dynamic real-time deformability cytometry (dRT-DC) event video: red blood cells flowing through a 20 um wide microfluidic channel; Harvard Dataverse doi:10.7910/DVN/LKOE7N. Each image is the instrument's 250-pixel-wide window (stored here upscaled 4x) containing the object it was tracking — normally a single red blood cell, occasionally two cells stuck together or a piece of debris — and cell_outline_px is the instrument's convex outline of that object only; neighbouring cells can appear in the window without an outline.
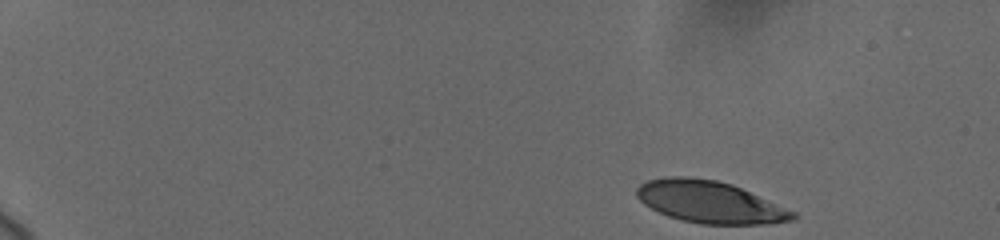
{"species": "human", "species_latin": "Homo sapiens", "temperature_condition": "cold", "stored_images_in_passage": 73, "camera_frame_rate_fps": 3000, "um_per_image_px": 0.085, "donor": {"sex": "female"}, "frame": {"image": 1, "passage_image": 1, "time_ms": 0.0, "image_size_px": [1000, 240], "cell_outline_px": [[800, 216], [796, 220], [772, 224], [700, 224], [680, 220], [668, 216], [644, 204], [636, 196], [636, 188], [640, 184], [648, 180], [664, 176], [688, 176], [716, 180], [732, 184], [796, 212]], "centroid_in_image_um": [60.36, 17.17], "position_along_channel_um": 24.6, "area_um2": 38.49}}
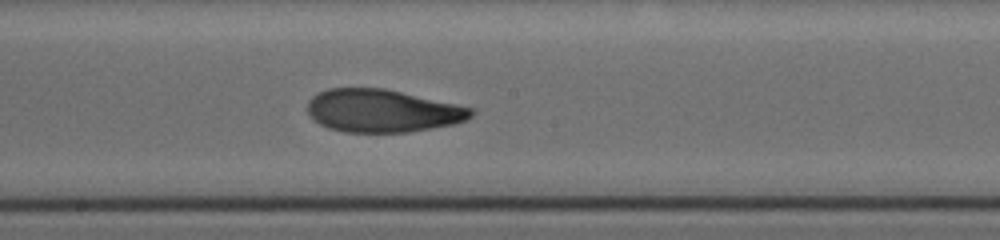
{"frame": {"image": 2, "passage_image": 48, "time_ms": 9.0, "image_size_px": [1000, 240], "cell_outline_px": [[476, 112], [468, 120], [452, 124], [432, 128], [408, 132], [344, 132], [328, 128], [312, 120], [308, 116], [308, 100], [312, 96], [328, 88], [384, 88], [476, 108]], "centroid_in_image_um": [32.51, 9.42], "position_along_channel_um": 215.7, "area_um2": 41.15}}
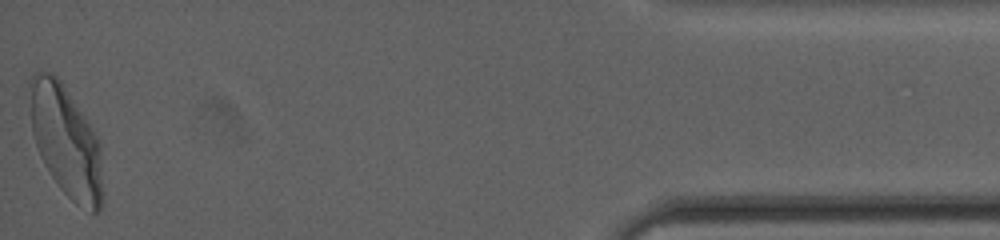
{"frame": {"image": 3, "passage_image": 73, "time_ms": 16.667, "image_size_px": [1000, 240], "cell_outline_px": [[104, 192], [100, 208], [96, 212], [92, 212], [76, 204], [60, 188], [44, 164], [40, 156], [32, 132], [28, 84], [28, 80], [36, 72], [52, 72], [60, 80], [92, 128], [100, 144]], "centroid_in_image_um": [5.61, 12.01], "position_along_channel_um": 429.6, "area_um2": 47.22}, "authors_computed_cell_mechanics": {"area_um2": 41.2692, "velocity_mm_per_s": 3.6641, "shape_relaxation_time_tau1_ms": 4.5511, "shape_relaxation_time_tau2_ms": 1.3001, "deformation_change_tau1": 0.1894, "deformation_change_tau2": 0.0758}}